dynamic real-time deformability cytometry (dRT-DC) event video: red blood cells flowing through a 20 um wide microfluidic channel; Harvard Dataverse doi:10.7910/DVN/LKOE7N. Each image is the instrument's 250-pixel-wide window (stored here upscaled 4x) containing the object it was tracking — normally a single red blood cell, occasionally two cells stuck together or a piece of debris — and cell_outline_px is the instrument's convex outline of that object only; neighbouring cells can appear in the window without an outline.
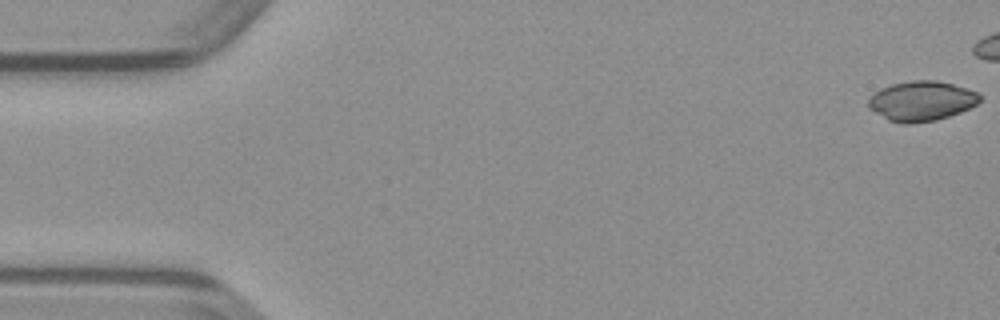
{"species": "common noctule bat (a hibernating species)", "species_latin": "Nyctalus noctula", "temperature_condition": "warm", "stored_images_in_passage": 40, "camera_frame_rate_fps": 3000, "um_per_image_px": 0.085, "animal": {"sex": "male", "body_mass_g": 23.1, "forearm_length_mm": 52.7}, "frame": {"image": 1, "passage_image": 1, "time_ms": 0.0, "image_size_px": [1000, 320], "cell_outline_px": [[980, 100], [976, 104], [960, 112], [936, 120], [912, 124], [904, 124], [888, 120], [868, 108], [868, 100], [880, 88], [892, 84], [912, 80], [936, 80], [952, 84], [980, 92]], "centroid_in_image_um": [78.32, 8.58], "position_along_channel_um": 6.7, "area_um2": 25.84}}
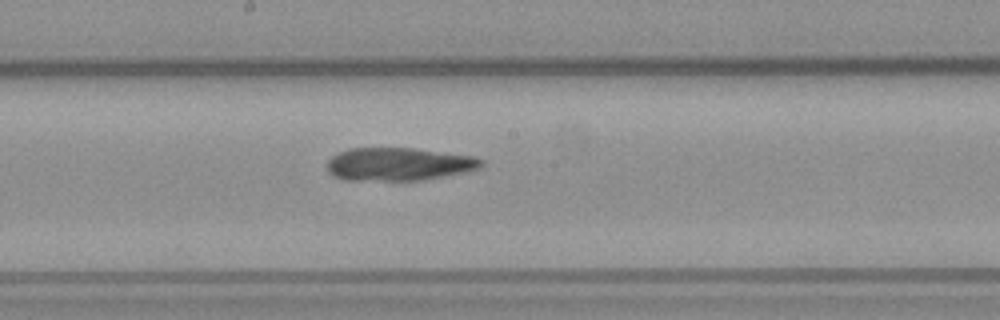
{"frame": {"image": 2, "passage_image": 26, "time_ms": 8.333, "image_size_px": [1000, 320], "cell_outline_px": [[484, 164], [480, 168], [468, 172], [424, 180], [344, 180], [332, 176], [328, 172], [324, 164], [332, 156], [348, 148], [412, 148], [476, 156], [484, 160]], "centroid_in_image_um": [33.9, 13.96], "position_along_channel_um": 214.3, "area_um2": 30.17}}
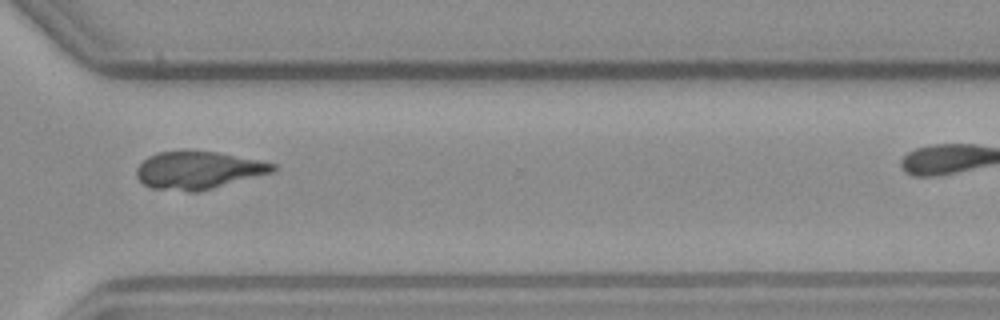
{"frame": {"image": 3, "passage_image": 36, "time_ms": 11.667, "image_size_px": [1000, 320], "cell_outline_px": [[276, 168], [272, 172], [200, 192], [188, 192], [152, 188], [144, 184], [136, 176], [136, 168], [148, 156], [156, 152], [220, 152], [276, 164]], "centroid_in_image_um": [16.84, 14.49], "position_along_channel_um": 353.8, "area_um2": 29.65}}